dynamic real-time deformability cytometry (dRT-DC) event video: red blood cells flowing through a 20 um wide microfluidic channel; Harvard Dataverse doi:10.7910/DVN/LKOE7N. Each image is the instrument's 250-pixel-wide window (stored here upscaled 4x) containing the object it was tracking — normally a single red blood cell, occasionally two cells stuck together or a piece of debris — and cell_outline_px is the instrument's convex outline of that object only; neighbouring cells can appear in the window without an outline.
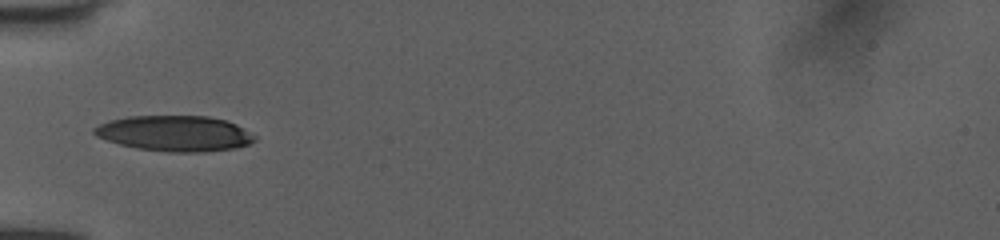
{"species": "human", "species_latin": "Homo sapiens", "temperature_condition": "room temperature", "stored_images_in_passage": 2, "camera_frame_rate_fps": 3000, "um_per_image_px": 0.085, "donor": {"sex": "female"}, "frame": {"image": 1, "passage_image": 1, "time_ms": 0.0, "image_size_px": [1000, 240], "cell_outline_px": [[256, 140], [248, 144], [236, 148], [204, 152], [168, 152], [136, 148], [120, 144], [96, 136], [92, 132], [92, 128], [100, 124], [112, 120], [128, 116], [208, 116], [224, 120], [236, 124], [256, 136]], "centroid_in_image_um": [14.86, 11.34], "position_along_channel_um": 70.1, "area_um2": 33.23}}